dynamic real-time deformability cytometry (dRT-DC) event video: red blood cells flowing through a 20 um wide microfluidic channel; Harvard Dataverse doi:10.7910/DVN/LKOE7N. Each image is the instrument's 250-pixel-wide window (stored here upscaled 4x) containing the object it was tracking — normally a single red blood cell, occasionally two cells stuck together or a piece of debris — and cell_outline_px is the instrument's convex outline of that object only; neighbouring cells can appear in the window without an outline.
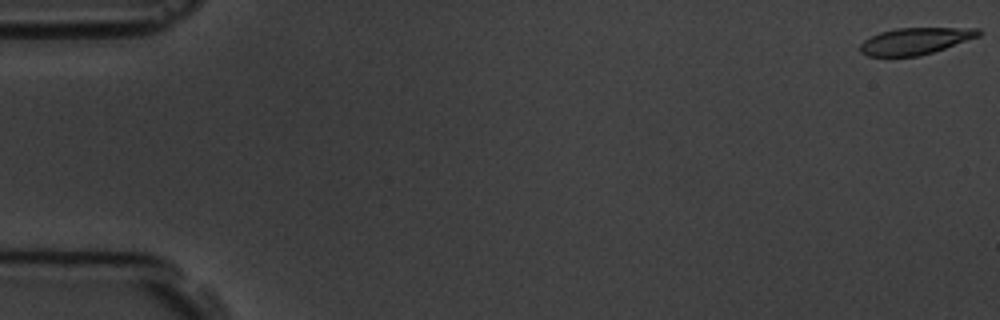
{"species": "common noctule bat (a hibernating species)", "species_latin": "Nyctalus noctula", "temperature_condition": "room temperature", "stored_images_in_passage": 57, "camera_frame_rate_fps": 3000, "um_per_image_px": 0.085, "animal": {"sex": "male", "body_mass_g": 19.5, "forearm_length_mm": 54.6}, "frame": {"image": 1, "passage_image": 1, "time_ms": 0.0, "image_size_px": [1000, 320], "cell_outline_px": [[980, 36], [920, 56], [868, 56], [860, 52], [860, 44], [864, 40], [880, 32], [896, 28], [980, 28]], "centroid_in_image_um": [77.78, 3.48], "position_along_channel_um": 7.2, "area_um2": 18.26}}
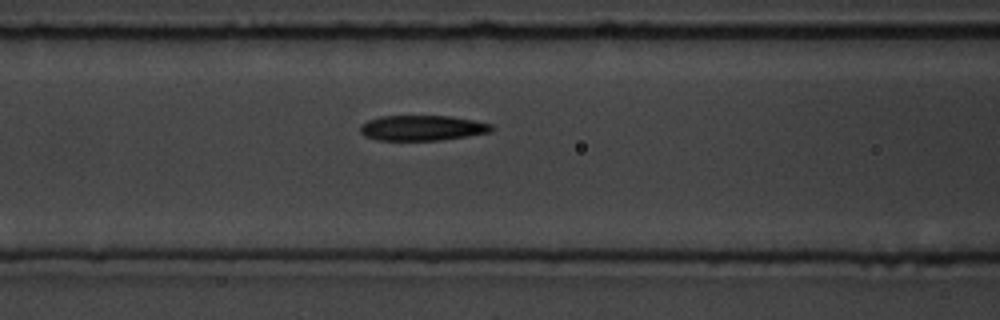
{"frame": {"image": 2, "passage_image": 24, "time_ms": 7.667, "image_size_px": [1000, 320], "cell_outline_px": [[492, 132], [468, 136], [440, 140], [376, 140], [364, 136], [360, 132], [360, 124], [368, 120], [380, 116], [448, 116], [472, 120], [492, 124]], "centroid_in_image_um": [35.85, 10.88], "position_along_channel_um": 130.7, "area_um2": 19.36}}
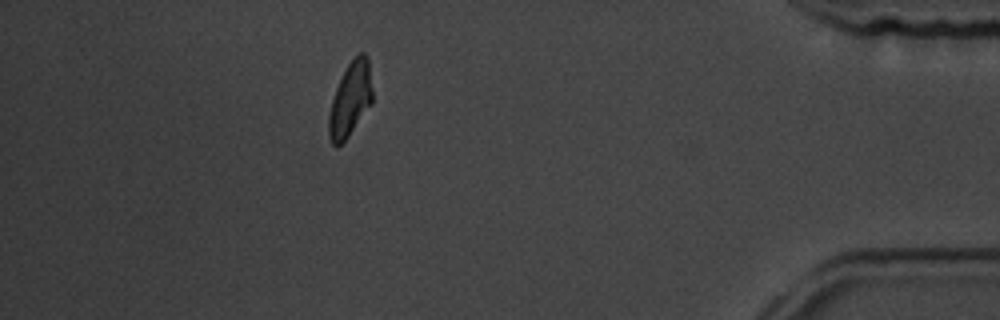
{"frame": {"image": 3, "passage_image": 51, "time_ms": 16.667, "image_size_px": [1000, 320], "cell_outline_px": [[372, 104], [348, 136], [340, 144], [332, 144], [328, 136], [328, 116], [332, 100], [336, 88], [348, 64], [360, 52], [364, 52], [368, 56], [372, 88]], "centroid_in_image_um": [29.78, 8.43], "position_along_channel_um": 405.4, "area_um2": 18.67}, "authors_computed_cell_mechanics": {"area_um2": 19.5942, "velocity_mm_per_s": 3.5926, "shape_relaxation_time_tau1_ms": 4.483, "shape_relaxation_time_tau2_ms": 3.9106, "deformation_change_tau1": 0.1538, "deformation_change_tau2": 0.1154}}